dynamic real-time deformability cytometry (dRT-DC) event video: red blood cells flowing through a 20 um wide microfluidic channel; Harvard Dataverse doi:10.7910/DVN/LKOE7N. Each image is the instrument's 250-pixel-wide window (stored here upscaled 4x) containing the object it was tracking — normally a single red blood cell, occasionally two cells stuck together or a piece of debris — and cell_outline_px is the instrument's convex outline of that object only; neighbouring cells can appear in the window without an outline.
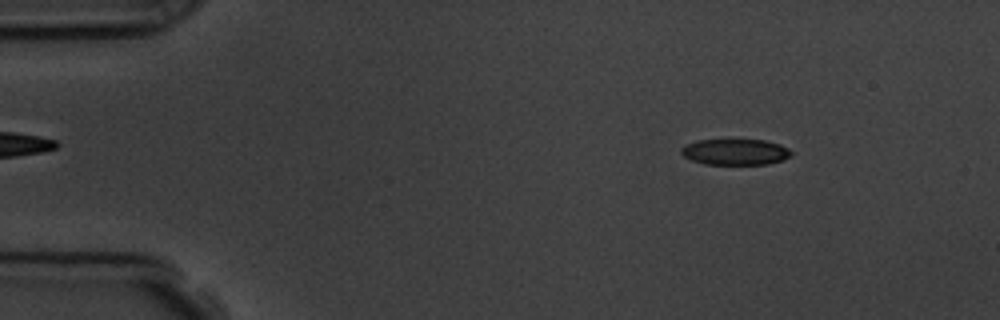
{"species": "common noctule bat (a hibernating species)", "species_latin": "Nyctalus noctula", "temperature_condition": "room temperature", "stored_images_in_passage": 3, "camera_frame_rate_fps": 3000, "um_per_image_px": 0.085, "animal": {"sex": "male", "body_mass_g": 19.5, "forearm_length_mm": 54.6}, "frame": {"image": 1, "passage_image": 1, "time_ms": 0.0, "image_size_px": [1000, 320], "cell_outline_px": [[792, 156], [784, 160], [768, 164], [704, 164], [692, 160], [684, 156], [680, 152], [680, 148], [684, 144], [696, 140], [764, 140], [780, 144], [788, 148], [792, 152]], "centroid_in_image_um": [62.5, 12.91], "position_along_channel_um": 22.5, "area_um2": 16.82}}
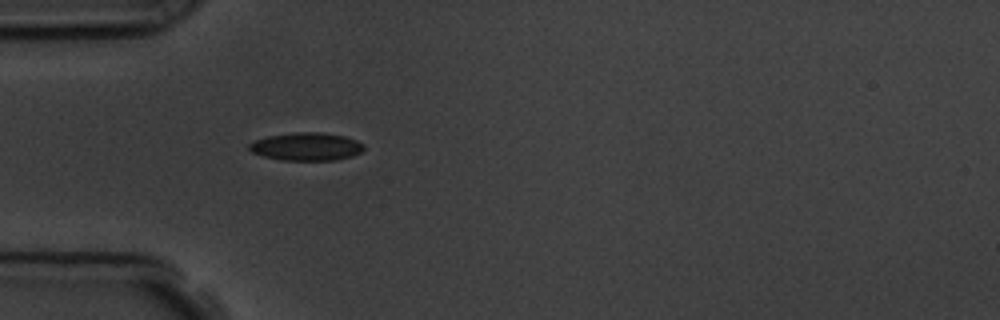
{"frame": {"image": 2, "passage_image": 3, "time_ms": 3.0, "image_size_px": [1000, 320], "cell_outline_px": [[364, 148], [360, 152], [352, 156], [336, 160], [280, 160], [264, 156], [252, 152], [248, 148], [248, 144], [256, 140], [268, 136], [296, 132], [324, 132], [344, 136], [356, 140], [364, 144]], "centroid_in_image_um": [26.05, 12.46], "position_along_channel_um": 58.9, "area_um2": 18.67}}